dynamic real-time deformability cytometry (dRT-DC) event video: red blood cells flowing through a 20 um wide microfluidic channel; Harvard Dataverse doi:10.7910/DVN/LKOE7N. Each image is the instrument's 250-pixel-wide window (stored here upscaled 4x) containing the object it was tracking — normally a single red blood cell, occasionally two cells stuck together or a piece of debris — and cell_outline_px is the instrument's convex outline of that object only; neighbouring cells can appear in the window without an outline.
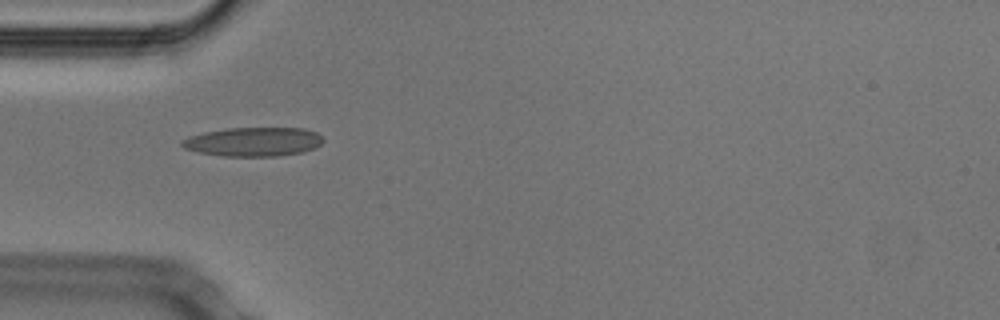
{"species": "Egyptian fruit bat (a non-hibernating species)", "species_latin": "Rousettus aegyptiacus", "temperature_condition": "cold", "stored_images_in_passage": 34, "camera_frame_rate_fps": 3000, "um_per_image_px": 0.085, "animal": {"sex": "male"}, "frame": {"image": 1, "passage_image": 1, "time_ms": 0.0, "image_size_px": [1000, 320], "cell_outline_px": [[324, 140], [316, 148], [304, 152], [280, 156], [224, 156], [200, 152], [184, 148], [180, 144], [180, 140], [188, 136], [204, 132], [228, 128], [304, 128], [316, 132]], "centroid_in_image_um": [21.54, 12.05], "position_along_channel_um": 63.5, "area_um2": 23.99}}
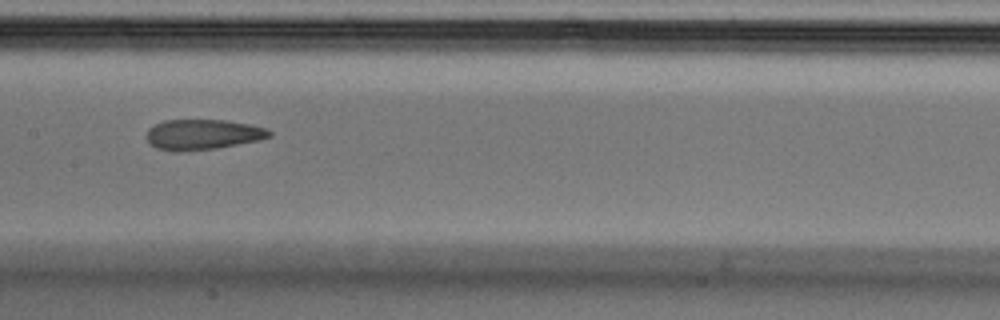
{"frame": {"image": 2, "passage_image": 11, "time_ms": 3.333, "image_size_px": [1000, 320], "cell_outline_px": [[272, 136], [260, 140], [216, 148], [176, 152], [172, 152], [156, 148], [148, 144], [144, 136], [148, 128], [164, 120], [224, 120], [248, 124], [268, 128], [272, 132]], "centroid_in_image_um": [17.19, 11.44], "position_along_channel_um": 190.2, "area_um2": 22.02}}
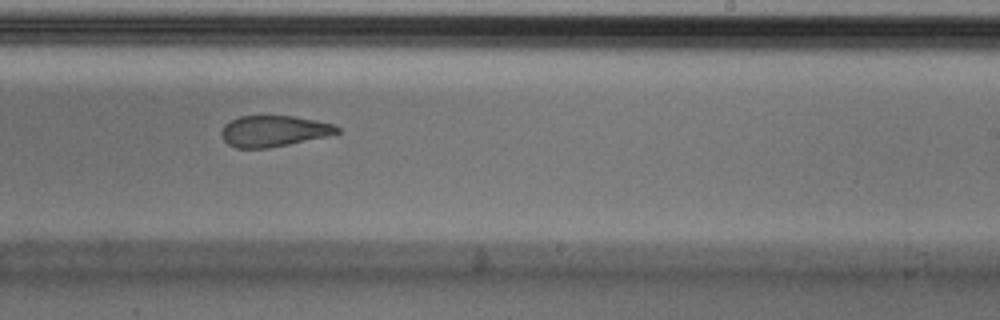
{"frame": {"image": 3, "passage_image": 17, "time_ms": 5.333, "image_size_px": [1000, 320], "cell_outline_px": [[340, 132], [328, 136], [268, 148], [236, 148], [228, 144], [220, 136], [220, 132], [224, 124], [240, 116], [292, 116], [332, 124], [340, 128]], "centroid_in_image_um": [23.23, 11.15], "position_along_channel_um": 265.8, "area_um2": 20.81}, "authors_computed_cell_mechanics": {"area_um2": 22.4553, "velocity_mm_per_s": 3.7822, "shape_relaxation_time_tau1_ms": null, "shape_relaxation_time_tau2_ms": 3.6094, "deformation_change_tau1": null, "deformation_change_tau2": 0.1213}}